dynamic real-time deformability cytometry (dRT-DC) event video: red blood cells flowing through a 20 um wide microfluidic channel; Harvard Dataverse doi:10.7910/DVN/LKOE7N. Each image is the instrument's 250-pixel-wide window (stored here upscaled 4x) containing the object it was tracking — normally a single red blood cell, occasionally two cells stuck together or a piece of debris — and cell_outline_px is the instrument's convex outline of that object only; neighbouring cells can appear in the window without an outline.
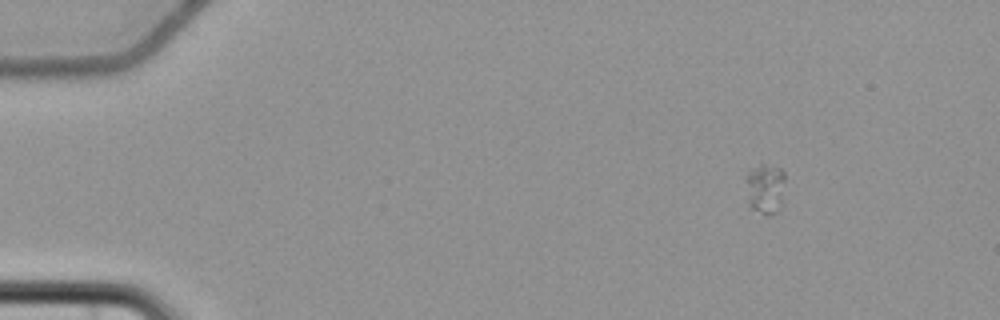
{"species": "common noctule bat (a hibernating species)", "species_latin": "Nyctalus noctula", "temperature_condition": "cold", "stored_images_in_passage": 7, "camera_frame_rate_fps": 3000, "um_per_image_px": 0.085, "animal": {"sex": "female", "body_mass_g": 22.7, "forearm_length_mm": 54.2}, "frame": {"image": 1, "passage_image": 1, "time_ms": 0.0, "image_size_px": [1000, 320], "cell_outline_px": [[784, 180], [780, 204], [776, 212], [768, 216], [752, 208], [748, 200], [744, 176], [748, 168], [760, 164], [764, 164], [780, 168], [784, 172]], "centroid_in_image_um": [64.99, 15.97], "position_along_channel_um": 20.0, "area_um2": 11.56}}
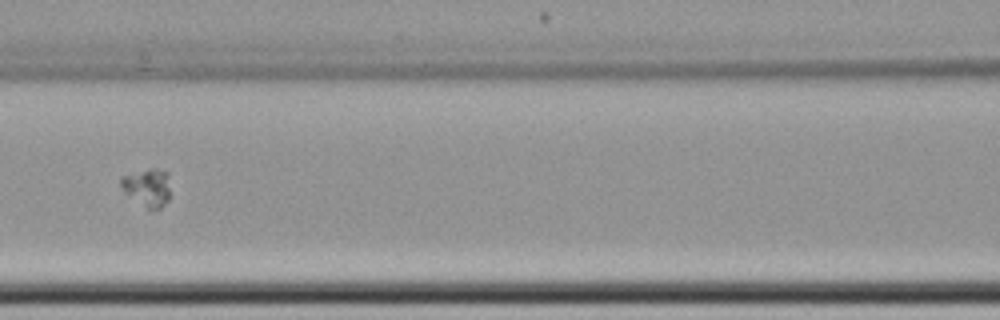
{"frame": {"image": 2, "passage_image": 6, "time_ms": 6.667, "image_size_px": [1000, 320], "cell_outline_px": [[168, 200], [160, 208], [148, 208], [124, 192], [120, 184], [120, 176], [152, 168], [168, 172]], "centroid_in_image_um": [12.5, 15.9], "position_along_channel_um": 154.1, "area_um2": 10.52}}
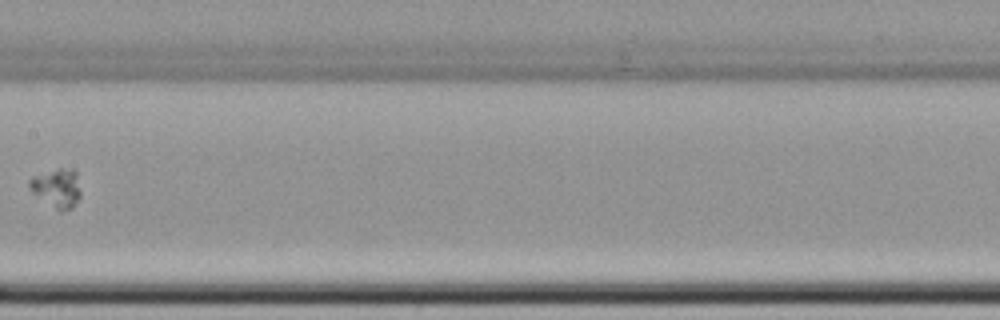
{"frame": {"image": 3, "passage_image": 7, "time_ms": 8.0, "image_size_px": [1000, 320], "cell_outline_px": [[80, 196], [72, 208], [60, 212], [32, 192], [28, 188], [28, 180], [32, 176], [60, 168], [76, 172], [80, 192]], "centroid_in_image_um": [4.8, 16.0], "position_along_channel_um": 202.6, "area_um2": 11.39}}